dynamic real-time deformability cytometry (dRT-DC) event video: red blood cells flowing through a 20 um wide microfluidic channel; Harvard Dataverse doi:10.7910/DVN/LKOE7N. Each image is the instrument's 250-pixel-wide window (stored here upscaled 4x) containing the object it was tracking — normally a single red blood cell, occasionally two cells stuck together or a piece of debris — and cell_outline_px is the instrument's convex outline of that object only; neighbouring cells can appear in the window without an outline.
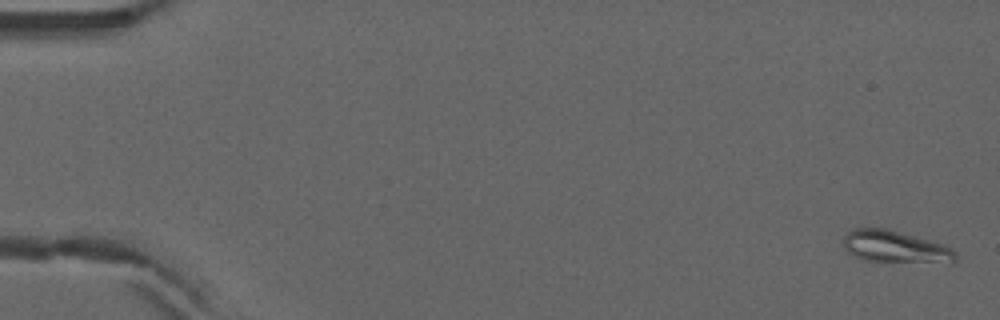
{"species": "common noctule bat (a hibernating species)", "species_latin": "Nyctalus noctula", "temperature_condition": "warm", "stored_images_in_passage": 6, "camera_frame_rate_fps": 3000, "um_per_image_px": 0.085, "animal": {"sex": "male", "forearm_length_mm": 52.5}, "frame": {"image": 1, "passage_image": 1, "time_ms": 0.0, "image_size_px": [1000, 320], "cell_outline_px": [[956, 260], [864, 260], [848, 252], [844, 248], [844, 236], [852, 228], [888, 228], [944, 244], [952, 248], [956, 252]], "centroid_in_image_um": [76.0, 20.9], "position_along_channel_um": 9.0, "area_um2": 20.0}}